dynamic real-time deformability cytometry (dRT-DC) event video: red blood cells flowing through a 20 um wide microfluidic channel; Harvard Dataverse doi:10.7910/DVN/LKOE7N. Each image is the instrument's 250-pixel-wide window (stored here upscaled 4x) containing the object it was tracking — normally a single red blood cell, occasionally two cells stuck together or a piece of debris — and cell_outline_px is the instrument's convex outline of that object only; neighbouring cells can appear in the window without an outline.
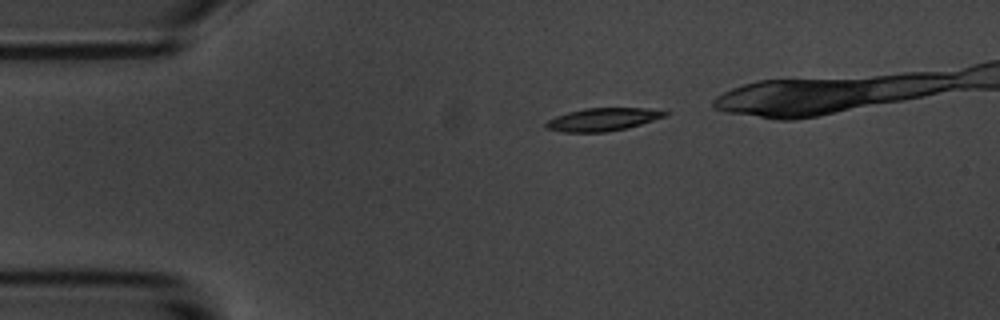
{"species": "common noctule bat (a hibernating species)", "species_latin": "Nyctalus noctula", "temperature_condition": "room temperature", "stored_images_in_passage": 35, "camera_frame_rate_fps": 3000, "um_per_image_px": 0.085, "animal": {"sex": "male", "body_mass_g": 20.1, "forearm_length_mm": 53.5}, "frame": {"image": 1, "passage_image": 1, "time_ms": 0.0, "image_size_px": [1000, 320], "cell_outline_px": [[672, 112], [668, 116], [628, 128], [604, 132], [564, 132], [544, 128], [544, 124], [548, 120], [556, 116], [568, 112], [584, 108], [648, 108]], "centroid_in_image_um": [51.28, 10.15], "position_along_channel_um": 33.7, "area_um2": 16.07}}
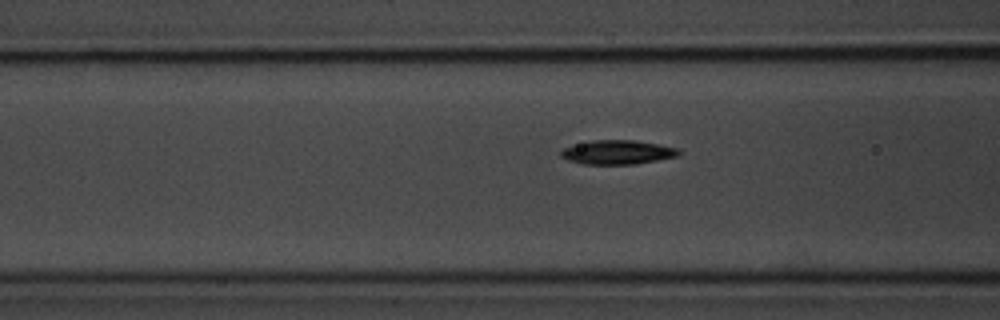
{"frame": {"image": 2, "passage_image": 11, "time_ms": 3.333, "image_size_px": [1000, 320], "cell_outline_px": [[680, 156], [636, 164], [584, 164], [568, 160], [560, 156], [560, 152], [564, 148], [592, 140], [632, 140], [656, 144], [676, 148], [680, 152]], "centroid_in_image_um": [52.49, 12.95], "position_along_channel_um": 114.1, "area_um2": 16.36}}
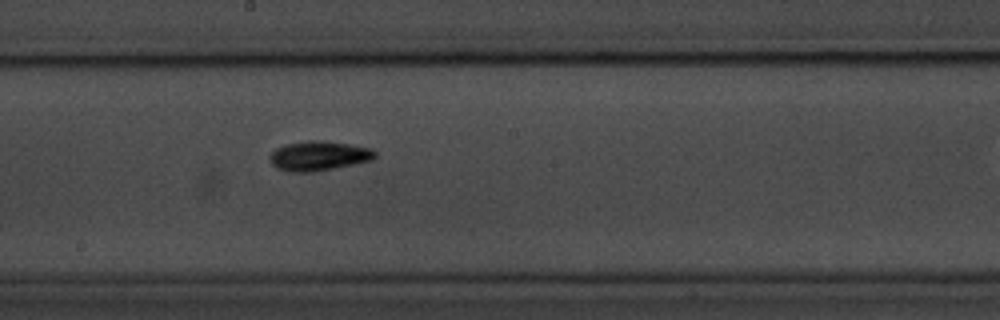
{"frame": {"image": 3, "passage_image": 20, "time_ms": 6.333, "image_size_px": [1000, 320], "cell_outline_px": [[376, 156], [372, 160], [312, 172], [288, 172], [276, 168], [272, 164], [268, 156], [276, 148], [288, 144], [308, 140], [324, 140], [372, 148], [376, 152]], "centroid_in_image_um": [27.07, 13.24], "position_along_channel_um": 221.1, "area_um2": 18.09}}